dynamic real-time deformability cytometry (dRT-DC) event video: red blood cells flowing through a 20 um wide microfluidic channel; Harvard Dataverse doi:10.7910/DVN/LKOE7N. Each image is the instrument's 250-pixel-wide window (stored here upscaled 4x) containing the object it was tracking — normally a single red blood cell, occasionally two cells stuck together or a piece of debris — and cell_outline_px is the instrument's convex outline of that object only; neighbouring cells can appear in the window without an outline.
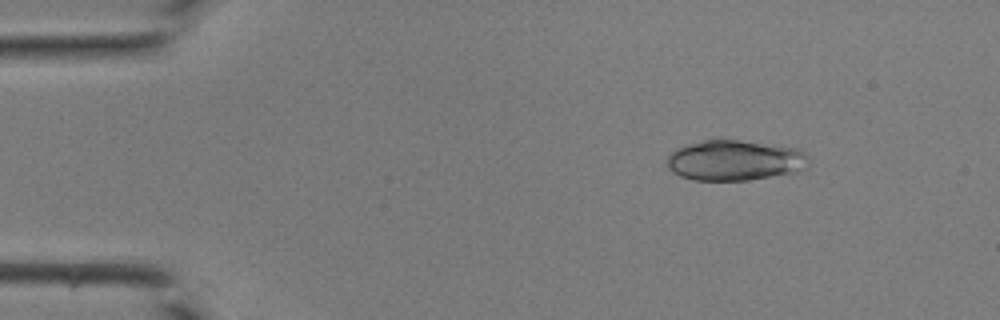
{"species": "common noctule bat (a hibernating species)", "species_latin": "Nyctalus noctula", "temperature_condition": "room temperature", "stored_images_in_passage": 38, "camera_frame_rate_fps": 3000, "um_per_image_px": 0.085, "animal": {"sex": "male", "body_mass_g": 19.0, "forearm_length_mm": 50.8}, "frame": {"image": 1, "passage_image": 1, "time_ms": 0.0, "image_size_px": [1000, 320], "cell_outline_px": [[808, 160], [804, 168], [796, 172], [748, 180], [692, 180], [680, 176], [672, 172], [668, 168], [668, 156], [676, 148], [684, 144], [704, 140], [740, 140], [796, 148], [804, 152], [808, 156]], "centroid_in_image_um": [62.42, 13.63], "position_along_channel_um": 22.6, "area_um2": 33.29}}